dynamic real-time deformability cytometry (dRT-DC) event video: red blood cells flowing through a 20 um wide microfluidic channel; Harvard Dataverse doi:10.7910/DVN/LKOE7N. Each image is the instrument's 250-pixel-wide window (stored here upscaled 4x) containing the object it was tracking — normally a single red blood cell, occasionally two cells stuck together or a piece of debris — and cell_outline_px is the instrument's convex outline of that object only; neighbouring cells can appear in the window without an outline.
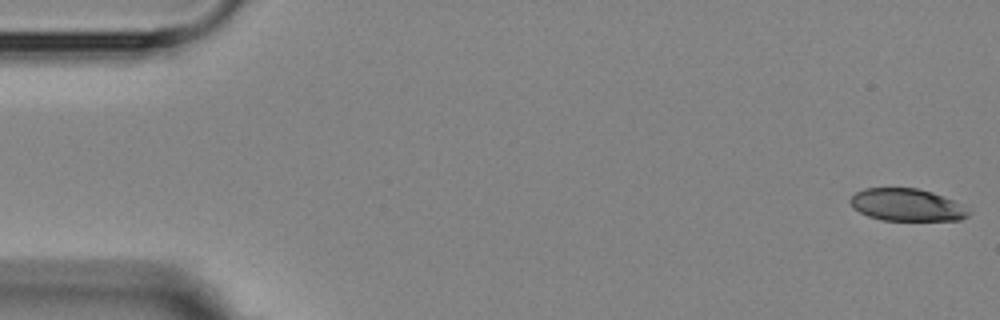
{"species": "Egyptian fruit bat (a non-hibernating species)", "species_latin": "Rousettus aegyptiacus", "temperature_condition": "room temperature", "stored_images_in_passage": 3, "camera_frame_rate_fps": 3000, "um_per_image_px": 0.085, "animal": {"sex": "female"}, "frame": {"image": 1, "passage_image": 1, "time_ms": 0.0, "image_size_px": [1000, 320], "cell_outline_px": [[972, 212], [968, 216], [960, 220], [880, 220], [868, 216], [852, 208], [848, 200], [856, 192], [864, 188], [916, 188], [932, 192], [964, 204]], "centroid_in_image_um": [77.09, 17.42], "position_along_channel_um": 7.9, "area_um2": 22.54}}
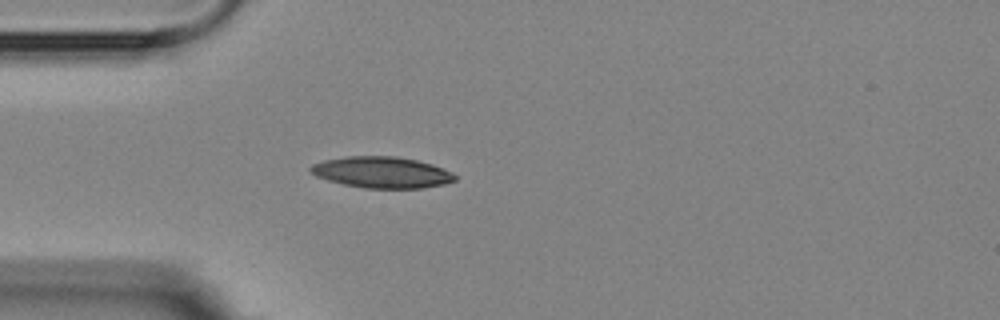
{"frame": {"image": 2, "passage_image": 3, "time_ms": 4.667, "image_size_px": [1000, 320], "cell_outline_px": [[456, 180], [444, 184], [424, 188], [364, 188], [344, 184], [328, 180], [316, 176], [308, 168], [312, 164], [324, 160], [344, 156], [396, 156], [416, 160], [432, 164], [444, 168], [452, 172], [456, 176]], "centroid_in_image_um": [32.47, 14.64], "position_along_channel_um": 52.5, "area_um2": 26.36}}